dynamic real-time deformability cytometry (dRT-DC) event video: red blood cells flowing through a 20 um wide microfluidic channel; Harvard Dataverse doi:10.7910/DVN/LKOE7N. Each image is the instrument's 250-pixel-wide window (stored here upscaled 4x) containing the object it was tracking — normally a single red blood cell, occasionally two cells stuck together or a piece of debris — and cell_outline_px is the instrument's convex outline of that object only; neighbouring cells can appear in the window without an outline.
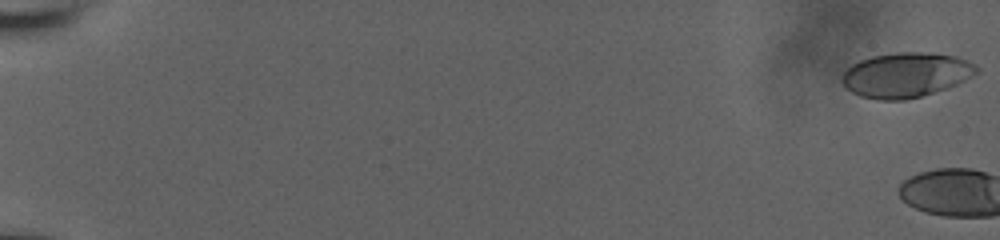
{"species": "human", "species_latin": "Homo sapiens", "temperature_condition": "room temperature", "stored_images_in_passage": 3, "camera_frame_rate_fps": 3000, "um_per_image_px": 0.085, "donor": {"sex": "male"}, "frame": {"image": 1, "passage_image": 1, "time_ms": 0.0, "image_size_px": [1000, 240], "cell_outline_px": [[980, 72], [948, 88], [920, 96], [904, 100], [876, 100], [860, 96], [852, 92], [840, 80], [840, 76], [852, 64], [860, 60], [872, 56], [900, 52], [920, 52], [956, 56], [976, 64], [980, 68]], "centroid_in_image_um": [77.01, 6.37], "position_along_channel_um": 8.0, "area_um2": 35.14}}